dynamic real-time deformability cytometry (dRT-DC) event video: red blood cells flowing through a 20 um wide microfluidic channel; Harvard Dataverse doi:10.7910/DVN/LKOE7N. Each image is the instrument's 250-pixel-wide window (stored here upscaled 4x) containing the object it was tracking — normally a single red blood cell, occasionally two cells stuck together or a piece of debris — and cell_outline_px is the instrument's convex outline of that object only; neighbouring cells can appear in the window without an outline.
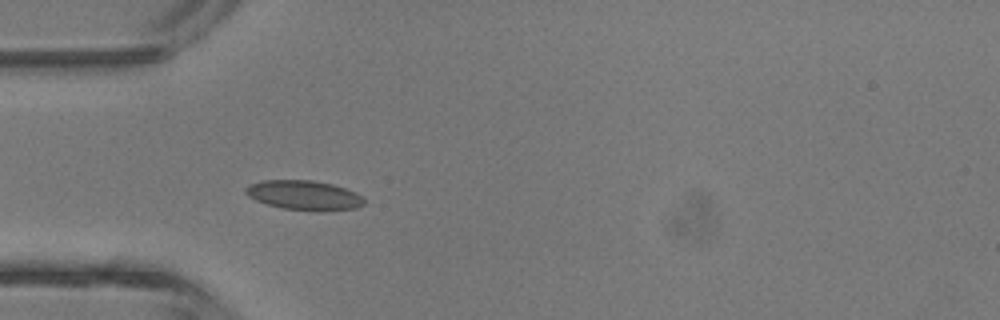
{"species": "common noctule bat (a hibernating species)", "species_latin": "Nyctalus noctula", "temperature_condition": "room temperature", "stored_images_in_passage": 3, "camera_frame_rate_fps": 3000, "um_per_image_px": 0.085, "animal": {"sex": "male", "body_mass_g": 13.3}, "frame": {"image": 1, "passage_image": 3, "time_ms": 3.0, "image_size_px": [1000, 320], "cell_outline_px": [[364, 204], [356, 208], [324, 212], [320, 212], [284, 208], [268, 204], [256, 200], [248, 196], [244, 192], [244, 188], [248, 184], [264, 180], [312, 180], [332, 184], [356, 192], [364, 200]], "centroid_in_image_um": [25.84, 16.6], "position_along_channel_um": 59.2, "area_um2": 20.52}}